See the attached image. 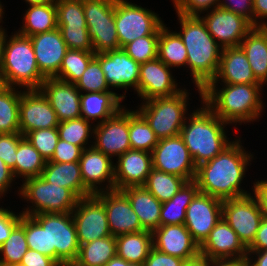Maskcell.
<instances>
[{"label": "cell", "instance_id": "26", "mask_svg": "<svg viewBox=\"0 0 267 266\" xmlns=\"http://www.w3.org/2000/svg\"><path fill=\"white\" fill-rule=\"evenodd\" d=\"M36 62L40 72L46 77H54L62 65L68 47L61 31L56 28L49 32L30 36Z\"/></svg>", "mask_w": 267, "mask_h": 266}, {"label": "cell", "instance_id": "42", "mask_svg": "<svg viewBox=\"0 0 267 266\" xmlns=\"http://www.w3.org/2000/svg\"><path fill=\"white\" fill-rule=\"evenodd\" d=\"M57 130L59 139L80 146L82 149L91 147L93 144L91 140H93L94 125L83 117L61 121Z\"/></svg>", "mask_w": 267, "mask_h": 266}, {"label": "cell", "instance_id": "35", "mask_svg": "<svg viewBox=\"0 0 267 266\" xmlns=\"http://www.w3.org/2000/svg\"><path fill=\"white\" fill-rule=\"evenodd\" d=\"M164 24L160 28L157 58L172 68H187V51L182 38Z\"/></svg>", "mask_w": 267, "mask_h": 266}, {"label": "cell", "instance_id": "7", "mask_svg": "<svg viewBox=\"0 0 267 266\" xmlns=\"http://www.w3.org/2000/svg\"><path fill=\"white\" fill-rule=\"evenodd\" d=\"M17 195L26 202L21 213L32 216L40 213H70L79 198L68 188L47 182L42 176L31 177L17 186Z\"/></svg>", "mask_w": 267, "mask_h": 266}, {"label": "cell", "instance_id": "40", "mask_svg": "<svg viewBox=\"0 0 267 266\" xmlns=\"http://www.w3.org/2000/svg\"><path fill=\"white\" fill-rule=\"evenodd\" d=\"M187 182L186 179L152 169L143 185L160 202L170 200Z\"/></svg>", "mask_w": 267, "mask_h": 266}, {"label": "cell", "instance_id": "59", "mask_svg": "<svg viewBox=\"0 0 267 266\" xmlns=\"http://www.w3.org/2000/svg\"><path fill=\"white\" fill-rule=\"evenodd\" d=\"M267 250V219L263 218L256 237L252 244L247 248V251H262Z\"/></svg>", "mask_w": 267, "mask_h": 266}, {"label": "cell", "instance_id": "41", "mask_svg": "<svg viewBox=\"0 0 267 266\" xmlns=\"http://www.w3.org/2000/svg\"><path fill=\"white\" fill-rule=\"evenodd\" d=\"M27 250L25 215L22 214L20 223L12 230L8 239L0 246V266L19 264Z\"/></svg>", "mask_w": 267, "mask_h": 266}, {"label": "cell", "instance_id": "45", "mask_svg": "<svg viewBox=\"0 0 267 266\" xmlns=\"http://www.w3.org/2000/svg\"><path fill=\"white\" fill-rule=\"evenodd\" d=\"M75 85L83 93L114 91L108 85L100 62L95 57Z\"/></svg>", "mask_w": 267, "mask_h": 266}, {"label": "cell", "instance_id": "20", "mask_svg": "<svg viewBox=\"0 0 267 266\" xmlns=\"http://www.w3.org/2000/svg\"><path fill=\"white\" fill-rule=\"evenodd\" d=\"M114 163V159L93 146L83 149L79 160L81 176L92 194L115 189Z\"/></svg>", "mask_w": 267, "mask_h": 266}, {"label": "cell", "instance_id": "52", "mask_svg": "<svg viewBox=\"0 0 267 266\" xmlns=\"http://www.w3.org/2000/svg\"><path fill=\"white\" fill-rule=\"evenodd\" d=\"M83 149L62 139H59L55 147L54 154L49 161L56 163H70L80 160Z\"/></svg>", "mask_w": 267, "mask_h": 266}, {"label": "cell", "instance_id": "17", "mask_svg": "<svg viewBox=\"0 0 267 266\" xmlns=\"http://www.w3.org/2000/svg\"><path fill=\"white\" fill-rule=\"evenodd\" d=\"M100 62L104 76L110 88L119 91L125 89L122 98L125 99L127 89L137 94L140 63L131 58L123 49L95 54Z\"/></svg>", "mask_w": 267, "mask_h": 266}, {"label": "cell", "instance_id": "36", "mask_svg": "<svg viewBox=\"0 0 267 266\" xmlns=\"http://www.w3.org/2000/svg\"><path fill=\"white\" fill-rule=\"evenodd\" d=\"M116 255V239L111 235L81 244L72 266H105Z\"/></svg>", "mask_w": 267, "mask_h": 266}, {"label": "cell", "instance_id": "53", "mask_svg": "<svg viewBox=\"0 0 267 266\" xmlns=\"http://www.w3.org/2000/svg\"><path fill=\"white\" fill-rule=\"evenodd\" d=\"M0 206V246L8 239L12 230L20 223L21 212Z\"/></svg>", "mask_w": 267, "mask_h": 266}, {"label": "cell", "instance_id": "19", "mask_svg": "<svg viewBox=\"0 0 267 266\" xmlns=\"http://www.w3.org/2000/svg\"><path fill=\"white\" fill-rule=\"evenodd\" d=\"M56 112L40 89L23 90L19 102L20 133L43 128H57Z\"/></svg>", "mask_w": 267, "mask_h": 266}, {"label": "cell", "instance_id": "66", "mask_svg": "<svg viewBox=\"0 0 267 266\" xmlns=\"http://www.w3.org/2000/svg\"><path fill=\"white\" fill-rule=\"evenodd\" d=\"M55 0H24L23 2H25L28 5H35V4H45L48 2H53Z\"/></svg>", "mask_w": 267, "mask_h": 266}, {"label": "cell", "instance_id": "38", "mask_svg": "<svg viewBox=\"0 0 267 266\" xmlns=\"http://www.w3.org/2000/svg\"><path fill=\"white\" fill-rule=\"evenodd\" d=\"M45 164L46 160L24 136L19 141L16 152V178H22L21 181H23L31 177L41 176Z\"/></svg>", "mask_w": 267, "mask_h": 266}, {"label": "cell", "instance_id": "23", "mask_svg": "<svg viewBox=\"0 0 267 266\" xmlns=\"http://www.w3.org/2000/svg\"><path fill=\"white\" fill-rule=\"evenodd\" d=\"M116 160L114 163L115 190L143 186L153 169L152 153L147 151L130 149Z\"/></svg>", "mask_w": 267, "mask_h": 266}, {"label": "cell", "instance_id": "6", "mask_svg": "<svg viewBox=\"0 0 267 266\" xmlns=\"http://www.w3.org/2000/svg\"><path fill=\"white\" fill-rule=\"evenodd\" d=\"M186 87L170 97H157L138 103L136 110L145 118L159 140L180 135L190 109Z\"/></svg>", "mask_w": 267, "mask_h": 266}, {"label": "cell", "instance_id": "34", "mask_svg": "<svg viewBox=\"0 0 267 266\" xmlns=\"http://www.w3.org/2000/svg\"><path fill=\"white\" fill-rule=\"evenodd\" d=\"M117 256L126 262L143 264L153 247L152 232L121 234L115 237Z\"/></svg>", "mask_w": 267, "mask_h": 266}, {"label": "cell", "instance_id": "55", "mask_svg": "<svg viewBox=\"0 0 267 266\" xmlns=\"http://www.w3.org/2000/svg\"><path fill=\"white\" fill-rule=\"evenodd\" d=\"M185 260L151 248L143 266H184Z\"/></svg>", "mask_w": 267, "mask_h": 266}, {"label": "cell", "instance_id": "1", "mask_svg": "<svg viewBox=\"0 0 267 266\" xmlns=\"http://www.w3.org/2000/svg\"><path fill=\"white\" fill-rule=\"evenodd\" d=\"M242 144L241 137L236 136L221 153L197 166L194 181L199 192L222 201L252 193L241 186L247 176V166L252 164L255 155L253 152L246 151Z\"/></svg>", "mask_w": 267, "mask_h": 266}, {"label": "cell", "instance_id": "54", "mask_svg": "<svg viewBox=\"0 0 267 266\" xmlns=\"http://www.w3.org/2000/svg\"><path fill=\"white\" fill-rule=\"evenodd\" d=\"M218 7L241 15L253 26V0H219Z\"/></svg>", "mask_w": 267, "mask_h": 266}, {"label": "cell", "instance_id": "9", "mask_svg": "<svg viewBox=\"0 0 267 266\" xmlns=\"http://www.w3.org/2000/svg\"><path fill=\"white\" fill-rule=\"evenodd\" d=\"M87 28L93 52L119 50L115 25V0H83Z\"/></svg>", "mask_w": 267, "mask_h": 266}, {"label": "cell", "instance_id": "65", "mask_svg": "<svg viewBox=\"0 0 267 266\" xmlns=\"http://www.w3.org/2000/svg\"><path fill=\"white\" fill-rule=\"evenodd\" d=\"M7 28H4L2 25H0V67H1V61H2V46H3V41L8 33Z\"/></svg>", "mask_w": 267, "mask_h": 266}, {"label": "cell", "instance_id": "28", "mask_svg": "<svg viewBox=\"0 0 267 266\" xmlns=\"http://www.w3.org/2000/svg\"><path fill=\"white\" fill-rule=\"evenodd\" d=\"M122 94L115 91L108 92H81V117L93 125L100 124L117 114L125 105Z\"/></svg>", "mask_w": 267, "mask_h": 266}, {"label": "cell", "instance_id": "32", "mask_svg": "<svg viewBox=\"0 0 267 266\" xmlns=\"http://www.w3.org/2000/svg\"><path fill=\"white\" fill-rule=\"evenodd\" d=\"M26 9L22 19L23 25L17 30L18 33L30 37L58 28L56 0L45 4L28 5Z\"/></svg>", "mask_w": 267, "mask_h": 266}, {"label": "cell", "instance_id": "43", "mask_svg": "<svg viewBox=\"0 0 267 266\" xmlns=\"http://www.w3.org/2000/svg\"><path fill=\"white\" fill-rule=\"evenodd\" d=\"M94 57V52L68 49L63 58L59 72L54 77L75 84L81 78L89 62Z\"/></svg>", "mask_w": 267, "mask_h": 266}, {"label": "cell", "instance_id": "11", "mask_svg": "<svg viewBox=\"0 0 267 266\" xmlns=\"http://www.w3.org/2000/svg\"><path fill=\"white\" fill-rule=\"evenodd\" d=\"M222 218L236 232L243 245L248 248L256 237L263 216L257 199L251 193L223 200Z\"/></svg>", "mask_w": 267, "mask_h": 266}, {"label": "cell", "instance_id": "60", "mask_svg": "<svg viewBox=\"0 0 267 266\" xmlns=\"http://www.w3.org/2000/svg\"><path fill=\"white\" fill-rule=\"evenodd\" d=\"M267 24V0H253V27Z\"/></svg>", "mask_w": 267, "mask_h": 266}, {"label": "cell", "instance_id": "22", "mask_svg": "<svg viewBox=\"0 0 267 266\" xmlns=\"http://www.w3.org/2000/svg\"><path fill=\"white\" fill-rule=\"evenodd\" d=\"M247 253V248L223 218L200 245V254L214 260L242 259Z\"/></svg>", "mask_w": 267, "mask_h": 266}, {"label": "cell", "instance_id": "61", "mask_svg": "<svg viewBox=\"0 0 267 266\" xmlns=\"http://www.w3.org/2000/svg\"><path fill=\"white\" fill-rule=\"evenodd\" d=\"M247 252L250 266H267V250Z\"/></svg>", "mask_w": 267, "mask_h": 266}, {"label": "cell", "instance_id": "3", "mask_svg": "<svg viewBox=\"0 0 267 266\" xmlns=\"http://www.w3.org/2000/svg\"><path fill=\"white\" fill-rule=\"evenodd\" d=\"M182 38L187 51V71L195 84L199 98L202 89L211 82L219 69L222 47L208 32L200 16H186L176 13Z\"/></svg>", "mask_w": 267, "mask_h": 266}, {"label": "cell", "instance_id": "25", "mask_svg": "<svg viewBox=\"0 0 267 266\" xmlns=\"http://www.w3.org/2000/svg\"><path fill=\"white\" fill-rule=\"evenodd\" d=\"M153 247L185 261L200 254V246L184 224L159 226L152 232Z\"/></svg>", "mask_w": 267, "mask_h": 266}, {"label": "cell", "instance_id": "47", "mask_svg": "<svg viewBox=\"0 0 267 266\" xmlns=\"http://www.w3.org/2000/svg\"><path fill=\"white\" fill-rule=\"evenodd\" d=\"M158 40L159 35H147L126 44L122 49L141 64L157 58Z\"/></svg>", "mask_w": 267, "mask_h": 266}, {"label": "cell", "instance_id": "49", "mask_svg": "<svg viewBox=\"0 0 267 266\" xmlns=\"http://www.w3.org/2000/svg\"><path fill=\"white\" fill-rule=\"evenodd\" d=\"M68 49L93 52V46L87 26H57Z\"/></svg>", "mask_w": 267, "mask_h": 266}, {"label": "cell", "instance_id": "13", "mask_svg": "<svg viewBox=\"0 0 267 266\" xmlns=\"http://www.w3.org/2000/svg\"><path fill=\"white\" fill-rule=\"evenodd\" d=\"M153 169L180 176L187 181L195 178L197 166L180 135L161 139L152 151Z\"/></svg>", "mask_w": 267, "mask_h": 266}, {"label": "cell", "instance_id": "62", "mask_svg": "<svg viewBox=\"0 0 267 266\" xmlns=\"http://www.w3.org/2000/svg\"><path fill=\"white\" fill-rule=\"evenodd\" d=\"M214 259L207 258L201 254L185 261L184 266H213Z\"/></svg>", "mask_w": 267, "mask_h": 266}, {"label": "cell", "instance_id": "12", "mask_svg": "<svg viewBox=\"0 0 267 266\" xmlns=\"http://www.w3.org/2000/svg\"><path fill=\"white\" fill-rule=\"evenodd\" d=\"M71 213L79 245L111 236L104 204L95 194L80 198Z\"/></svg>", "mask_w": 267, "mask_h": 266}, {"label": "cell", "instance_id": "37", "mask_svg": "<svg viewBox=\"0 0 267 266\" xmlns=\"http://www.w3.org/2000/svg\"><path fill=\"white\" fill-rule=\"evenodd\" d=\"M22 91L21 88L4 85L0 88V134L20 133L19 102Z\"/></svg>", "mask_w": 267, "mask_h": 266}, {"label": "cell", "instance_id": "39", "mask_svg": "<svg viewBox=\"0 0 267 266\" xmlns=\"http://www.w3.org/2000/svg\"><path fill=\"white\" fill-rule=\"evenodd\" d=\"M129 140L131 149L149 153H152L159 141L145 118L136 109H129Z\"/></svg>", "mask_w": 267, "mask_h": 266}, {"label": "cell", "instance_id": "15", "mask_svg": "<svg viewBox=\"0 0 267 266\" xmlns=\"http://www.w3.org/2000/svg\"><path fill=\"white\" fill-rule=\"evenodd\" d=\"M201 15L208 32L222 48L239 46L253 28L252 24L241 15L221 7H216Z\"/></svg>", "mask_w": 267, "mask_h": 266}, {"label": "cell", "instance_id": "29", "mask_svg": "<svg viewBox=\"0 0 267 266\" xmlns=\"http://www.w3.org/2000/svg\"><path fill=\"white\" fill-rule=\"evenodd\" d=\"M129 199L144 230L153 232L160 226L162 202L144 186L127 187L121 190Z\"/></svg>", "mask_w": 267, "mask_h": 266}, {"label": "cell", "instance_id": "14", "mask_svg": "<svg viewBox=\"0 0 267 266\" xmlns=\"http://www.w3.org/2000/svg\"><path fill=\"white\" fill-rule=\"evenodd\" d=\"M92 146L112 159L131 149L129 140V109L123 107L117 114L94 125Z\"/></svg>", "mask_w": 267, "mask_h": 266}, {"label": "cell", "instance_id": "44", "mask_svg": "<svg viewBox=\"0 0 267 266\" xmlns=\"http://www.w3.org/2000/svg\"><path fill=\"white\" fill-rule=\"evenodd\" d=\"M25 235L28 249L48 256L47 213L25 215Z\"/></svg>", "mask_w": 267, "mask_h": 266}, {"label": "cell", "instance_id": "30", "mask_svg": "<svg viewBox=\"0 0 267 266\" xmlns=\"http://www.w3.org/2000/svg\"><path fill=\"white\" fill-rule=\"evenodd\" d=\"M41 176L50 183L70 189L79 199L93 195L83 183L79 161L46 162Z\"/></svg>", "mask_w": 267, "mask_h": 266}, {"label": "cell", "instance_id": "68", "mask_svg": "<svg viewBox=\"0 0 267 266\" xmlns=\"http://www.w3.org/2000/svg\"><path fill=\"white\" fill-rule=\"evenodd\" d=\"M261 28H262V29L266 32V34H267V24L261 26Z\"/></svg>", "mask_w": 267, "mask_h": 266}, {"label": "cell", "instance_id": "24", "mask_svg": "<svg viewBox=\"0 0 267 266\" xmlns=\"http://www.w3.org/2000/svg\"><path fill=\"white\" fill-rule=\"evenodd\" d=\"M40 90L56 112L59 122L81 117V92L75 84L48 77L43 81Z\"/></svg>", "mask_w": 267, "mask_h": 266}, {"label": "cell", "instance_id": "57", "mask_svg": "<svg viewBox=\"0 0 267 266\" xmlns=\"http://www.w3.org/2000/svg\"><path fill=\"white\" fill-rule=\"evenodd\" d=\"M252 184V194L259 203L263 218L267 219V178L266 180L264 178L263 180H255Z\"/></svg>", "mask_w": 267, "mask_h": 266}, {"label": "cell", "instance_id": "48", "mask_svg": "<svg viewBox=\"0 0 267 266\" xmlns=\"http://www.w3.org/2000/svg\"><path fill=\"white\" fill-rule=\"evenodd\" d=\"M25 137L46 161L52 158L59 140L57 128L37 129L28 132Z\"/></svg>", "mask_w": 267, "mask_h": 266}, {"label": "cell", "instance_id": "51", "mask_svg": "<svg viewBox=\"0 0 267 266\" xmlns=\"http://www.w3.org/2000/svg\"><path fill=\"white\" fill-rule=\"evenodd\" d=\"M176 13L186 16H201L219 5V0H171Z\"/></svg>", "mask_w": 267, "mask_h": 266}, {"label": "cell", "instance_id": "16", "mask_svg": "<svg viewBox=\"0 0 267 266\" xmlns=\"http://www.w3.org/2000/svg\"><path fill=\"white\" fill-rule=\"evenodd\" d=\"M172 68L165 65L160 59L140 64L137 96L144 102L157 97H170L184 89L174 78ZM180 86V87H179Z\"/></svg>", "mask_w": 267, "mask_h": 266}, {"label": "cell", "instance_id": "56", "mask_svg": "<svg viewBox=\"0 0 267 266\" xmlns=\"http://www.w3.org/2000/svg\"><path fill=\"white\" fill-rule=\"evenodd\" d=\"M20 264L24 266H60L53 258L31 249L27 250Z\"/></svg>", "mask_w": 267, "mask_h": 266}, {"label": "cell", "instance_id": "27", "mask_svg": "<svg viewBox=\"0 0 267 266\" xmlns=\"http://www.w3.org/2000/svg\"><path fill=\"white\" fill-rule=\"evenodd\" d=\"M209 83L261 84L255 78L248 59L240 46L222 49L218 72Z\"/></svg>", "mask_w": 267, "mask_h": 266}, {"label": "cell", "instance_id": "5", "mask_svg": "<svg viewBox=\"0 0 267 266\" xmlns=\"http://www.w3.org/2000/svg\"><path fill=\"white\" fill-rule=\"evenodd\" d=\"M10 36V37H9ZM0 76L4 86L40 89L46 77L40 72L29 36L6 34L2 46Z\"/></svg>", "mask_w": 267, "mask_h": 266}, {"label": "cell", "instance_id": "8", "mask_svg": "<svg viewBox=\"0 0 267 266\" xmlns=\"http://www.w3.org/2000/svg\"><path fill=\"white\" fill-rule=\"evenodd\" d=\"M164 21L159 14L129 0H115V25L120 49L137 38L159 35Z\"/></svg>", "mask_w": 267, "mask_h": 266}, {"label": "cell", "instance_id": "58", "mask_svg": "<svg viewBox=\"0 0 267 266\" xmlns=\"http://www.w3.org/2000/svg\"><path fill=\"white\" fill-rule=\"evenodd\" d=\"M15 180L17 179L14 178L12 170L0 158V201H2V198L9 193L8 191H12L13 184L15 186Z\"/></svg>", "mask_w": 267, "mask_h": 266}, {"label": "cell", "instance_id": "67", "mask_svg": "<svg viewBox=\"0 0 267 266\" xmlns=\"http://www.w3.org/2000/svg\"><path fill=\"white\" fill-rule=\"evenodd\" d=\"M4 6L2 5V2L0 1V24L3 25L4 21L3 19L5 18L4 15H5V10H4ZM3 22V23H2Z\"/></svg>", "mask_w": 267, "mask_h": 266}, {"label": "cell", "instance_id": "31", "mask_svg": "<svg viewBox=\"0 0 267 266\" xmlns=\"http://www.w3.org/2000/svg\"><path fill=\"white\" fill-rule=\"evenodd\" d=\"M244 51L255 78L267 85V34L261 27H253L239 45Z\"/></svg>", "mask_w": 267, "mask_h": 266}, {"label": "cell", "instance_id": "2", "mask_svg": "<svg viewBox=\"0 0 267 266\" xmlns=\"http://www.w3.org/2000/svg\"><path fill=\"white\" fill-rule=\"evenodd\" d=\"M263 87L262 84L208 83L200 99L222 121L229 126L233 124L236 131V126L243 123L259 122L265 113Z\"/></svg>", "mask_w": 267, "mask_h": 266}, {"label": "cell", "instance_id": "10", "mask_svg": "<svg viewBox=\"0 0 267 266\" xmlns=\"http://www.w3.org/2000/svg\"><path fill=\"white\" fill-rule=\"evenodd\" d=\"M48 257L60 266L72 265L79 253V242L72 213H47Z\"/></svg>", "mask_w": 267, "mask_h": 266}, {"label": "cell", "instance_id": "69", "mask_svg": "<svg viewBox=\"0 0 267 266\" xmlns=\"http://www.w3.org/2000/svg\"><path fill=\"white\" fill-rule=\"evenodd\" d=\"M3 86L2 80H1V76H0V88Z\"/></svg>", "mask_w": 267, "mask_h": 266}, {"label": "cell", "instance_id": "70", "mask_svg": "<svg viewBox=\"0 0 267 266\" xmlns=\"http://www.w3.org/2000/svg\"><path fill=\"white\" fill-rule=\"evenodd\" d=\"M11 266H24V265H21V264L19 263V264H14V265H11Z\"/></svg>", "mask_w": 267, "mask_h": 266}, {"label": "cell", "instance_id": "4", "mask_svg": "<svg viewBox=\"0 0 267 266\" xmlns=\"http://www.w3.org/2000/svg\"><path fill=\"white\" fill-rule=\"evenodd\" d=\"M200 103L197 109L195 107L190 111L180 131L196 166L213 159L234 140L227 135L229 131H226V126L229 124L216 116L202 101Z\"/></svg>", "mask_w": 267, "mask_h": 266}, {"label": "cell", "instance_id": "50", "mask_svg": "<svg viewBox=\"0 0 267 266\" xmlns=\"http://www.w3.org/2000/svg\"><path fill=\"white\" fill-rule=\"evenodd\" d=\"M24 136L21 133L0 134V158L12 170L16 179V152L19 141Z\"/></svg>", "mask_w": 267, "mask_h": 266}, {"label": "cell", "instance_id": "64", "mask_svg": "<svg viewBox=\"0 0 267 266\" xmlns=\"http://www.w3.org/2000/svg\"><path fill=\"white\" fill-rule=\"evenodd\" d=\"M105 266H143V264L126 262L116 255Z\"/></svg>", "mask_w": 267, "mask_h": 266}, {"label": "cell", "instance_id": "63", "mask_svg": "<svg viewBox=\"0 0 267 266\" xmlns=\"http://www.w3.org/2000/svg\"><path fill=\"white\" fill-rule=\"evenodd\" d=\"M213 266H250V265L246 257L242 259L214 260Z\"/></svg>", "mask_w": 267, "mask_h": 266}, {"label": "cell", "instance_id": "18", "mask_svg": "<svg viewBox=\"0 0 267 266\" xmlns=\"http://www.w3.org/2000/svg\"><path fill=\"white\" fill-rule=\"evenodd\" d=\"M223 201L198 192L187 207L185 227L200 246L222 218Z\"/></svg>", "mask_w": 267, "mask_h": 266}, {"label": "cell", "instance_id": "46", "mask_svg": "<svg viewBox=\"0 0 267 266\" xmlns=\"http://www.w3.org/2000/svg\"><path fill=\"white\" fill-rule=\"evenodd\" d=\"M57 26H87L83 0H56Z\"/></svg>", "mask_w": 267, "mask_h": 266}, {"label": "cell", "instance_id": "33", "mask_svg": "<svg viewBox=\"0 0 267 266\" xmlns=\"http://www.w3.org/2000/svg\"><path fill=\"white\" fill-rule=\"evenodd\" d=\"M198 192L196 182L187 181L170 200L162 202L160 226L184 224L187 207Z\"/></svg>", "mask_w": 267, "mask_h": 266}, {"label": "cell", "instance_id": "21", "mask_svg": "<svg viewBox=\"0 0 267 266\" xmlns=\"http://www.w3.org/2000/svg\"><path fill=\"white\" fill-rule=\"evenodd\" d=\"M104 204L112 236L137 233L143 227L128 197L121 190H109L95 194Z\"/></svg>", "mask_w": 267, "mask_h": 266}]
</instances>
